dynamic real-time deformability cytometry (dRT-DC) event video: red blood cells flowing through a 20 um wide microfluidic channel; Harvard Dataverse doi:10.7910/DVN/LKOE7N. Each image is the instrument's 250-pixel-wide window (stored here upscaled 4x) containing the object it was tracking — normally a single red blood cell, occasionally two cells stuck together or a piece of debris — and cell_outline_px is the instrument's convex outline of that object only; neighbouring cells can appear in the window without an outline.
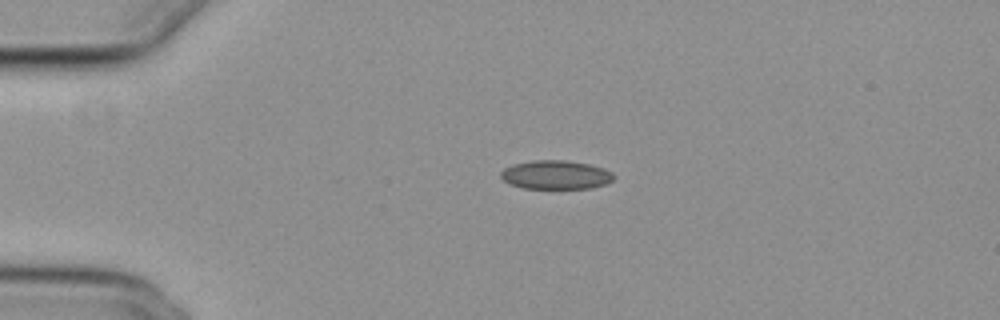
{"species": "common noctule bat (a hibernating species)", "species_latin": "Nyctalus noctula", "temperature_condition": "cold", "stored_images_in_passage": 31, "camera_frame_rate_fps": 3000, "um_per_image_px": 0.085, "animal": {"sex": "female", "body_mass_g": 29.2, "forearm_length_mm": 56.3}, "frame": {"image": 1, "passage_image": 1, "time_ms": 0.0, "image_size_px": [1000, 320], "cell_outline_px": [[616, 176], [612, 180], [604, 184], [588, 188], [524, 188], [508, 184], [500, 176], [500, 172], [504, 168], [512, 164], [532, 160], [564, 160], [588, 164], [604, 168], [612, 172]], "centroid_in_image_um": [47.21, 14.85], "position_along_channel_um": 37.8, "area_um2": 18.96}}
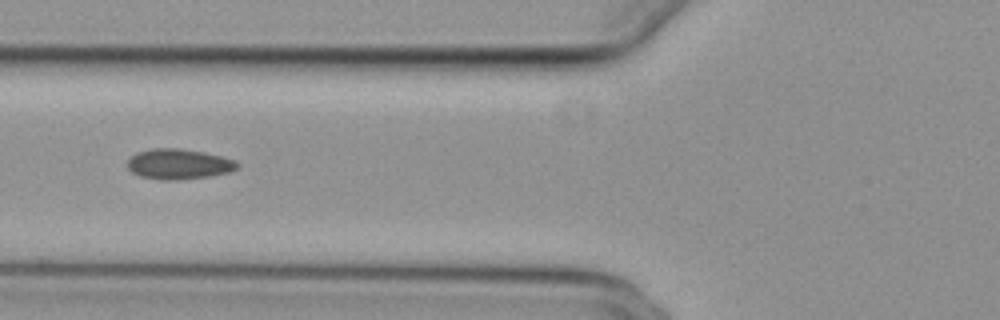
{"frame": {"image": 2, "passage_image": 10, "time_ms": 3.0, "image_size_px": [1000, 320], "cell_outline_px": [[240, 168], [228, 172], [212, 176], [176, 180], [160, 180], [140, 176], [132, 172], [128, 168], [128, 160], [136, 152], [152, 148], [180, 148], [204, 152], [236, 160], [240, 164]], "centroid_in_image_um": [15.22, 13.95], "position_along_channel_um": 110.6, "area_um2": 19.59}}
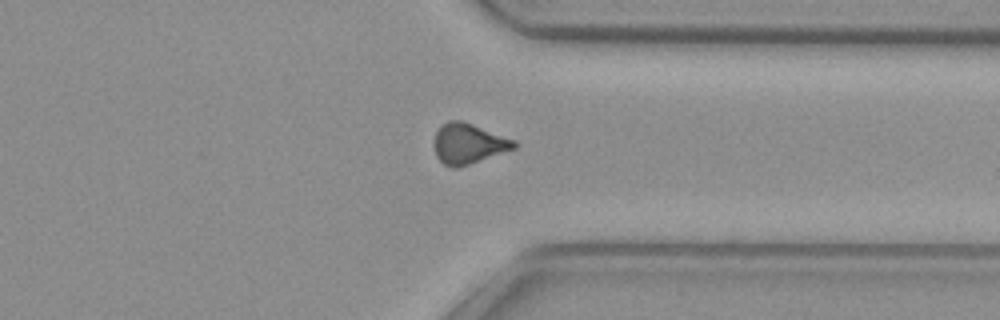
{"frame": {"image": 3, "passage_image": 31, "time_ms": 10.0, "image_size_px": [1000, 320], "cell_outline_px": [[520, 144], [516, 148], [456, 168], [452, 168], [444, 164], [436, 156], [432, 144], [436, 132], [440, 124], [448, 120], [464, 120], [516, 140]], "centroid_in_image_um": [39.8, 12.18], "position_along_channel_um": 371.6, "area_um2": 19.19}, "authors_computed_cell_mechanics": {"area_um2": 18.9006, "velocity_mm_per_s": 3.7391, "shape_relaxation_time_tau1_ms": null, "shape_relaxation_time_tau2_ms": 5.908, "deformation_change_tau1": null, "deformation_change_tau2": 0.0855}}